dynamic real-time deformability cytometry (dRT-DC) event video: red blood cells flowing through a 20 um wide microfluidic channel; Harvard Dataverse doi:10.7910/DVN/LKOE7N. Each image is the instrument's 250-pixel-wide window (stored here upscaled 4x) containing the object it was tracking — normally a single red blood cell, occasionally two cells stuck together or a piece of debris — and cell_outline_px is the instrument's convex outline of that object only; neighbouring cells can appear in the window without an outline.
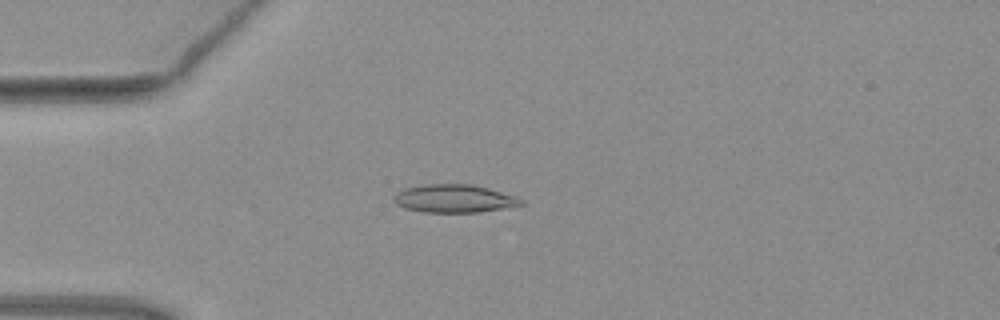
{"species": "common noctule bat (a hibernating species)", "species_latin": "Nyctalus noctula", "temperature_condition": "warm", "stored_images_in_passage": 5, "camera_frame_rate_fps": 3000, "um_per_image_px": 0.085, "animal": {"sex": "female", "body_mass_g": 19.3, "forearm_length_mm": 54.1}, "frame": {"image": 1, "passage_image": 4, "time_ms": 1.0, "image_size_px": [1000, 320], "cell_outline_px": [[528, 204], [476, 212], [424, 212], [404, 208], [396, 204], [392, 200], [392, 196], [408, 188], [424, 184], [472, 184], [488, 188], [516, 196], [524, 200]], "centroid_in_image_um": [38.63, 16.88], "position_along_channel_um": 46.4, "area_um2": 20.75}}